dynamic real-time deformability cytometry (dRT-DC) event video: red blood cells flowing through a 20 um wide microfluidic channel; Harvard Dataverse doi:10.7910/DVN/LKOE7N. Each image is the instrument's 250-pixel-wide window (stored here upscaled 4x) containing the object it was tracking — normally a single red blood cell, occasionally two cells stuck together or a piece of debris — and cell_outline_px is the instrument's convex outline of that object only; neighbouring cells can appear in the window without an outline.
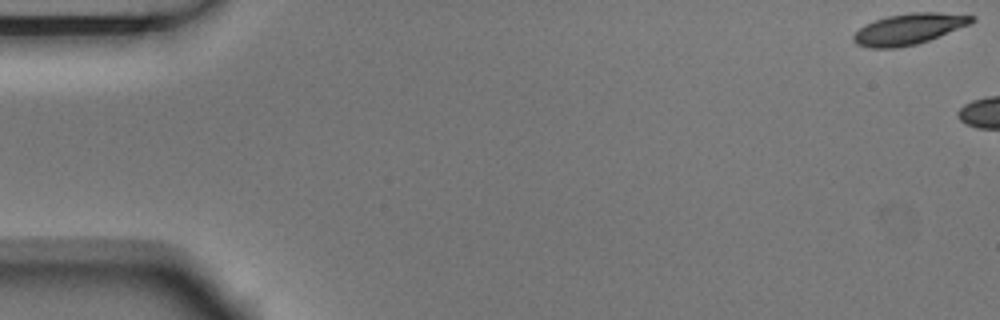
{"species": "Egyptian fruit bat (a non-hibernating species)", "species_latin": "Rousettus aegyptiacus", "temperature_condition": "room temperature", "stored_images_in_passage": 2, "camera_frame_rate_fps": 3000, "um_per_image_px": 0.085, "animal": {"sex": "male"}, "frame": {"image": 1, "passage_image": 1, "time_ms": 0.0, "image_size_px": [1000, 320], "cell_outline_px": [[976, 20], [972, 24], [928, 40], [916, 44], [896, 48], [868, 48], [856, 44], [852, 40], [852, 36], [860, 28], [876, 20], [888, 16], [912, 12], [936, 12], [976, 16]], "centroid_in_image_um": [77.28, 2.47], "position_along_channel_um": 7.7, "area_um2": 21.27}}